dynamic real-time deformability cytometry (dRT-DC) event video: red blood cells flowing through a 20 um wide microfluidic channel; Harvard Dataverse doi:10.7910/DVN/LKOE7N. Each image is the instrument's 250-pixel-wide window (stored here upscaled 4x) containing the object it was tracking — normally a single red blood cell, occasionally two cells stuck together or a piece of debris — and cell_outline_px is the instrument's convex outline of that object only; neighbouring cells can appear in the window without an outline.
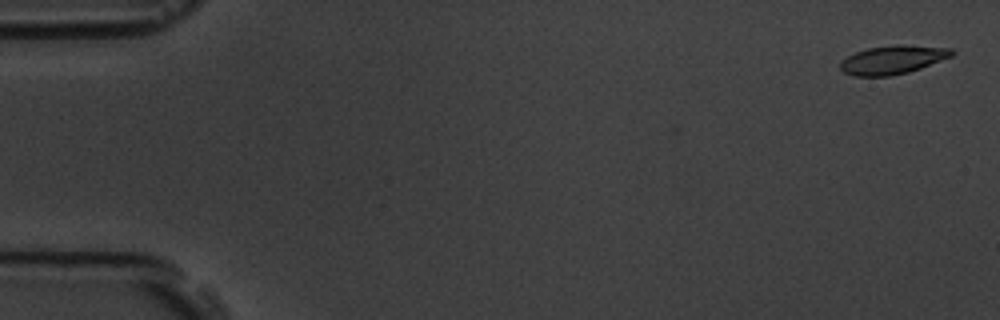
{"species": "common noctule bat (a hibernating species)", "species_latin": "Nyctalus noctula", "temperature_condition": "room temperature", "stored_images_in_passage": 6, "camera_frame_rate_fps": 3000, "um_per_image_px": 0.085, "animal": {"sex": "male", "body_mass_g": 19.5, "forearm_length_mm": 54.6}, "frame": {"image": 1, "passage_image": 1, "time_ms": 0.0, "image_size_px": [1000, 320], "cell_outline_px": [[956, 52], [952, 56], [920, 68], [908, 72], [888, 76], [852, 76], [844, 72], [840, 68], [840, 60], [856, 52], [868, 48], [896, 44], [952, 48]], "centroid_in_image_um": [75.87, 5.07], "position_along_channel_um": 9.1, "area_um2": 18.55}}
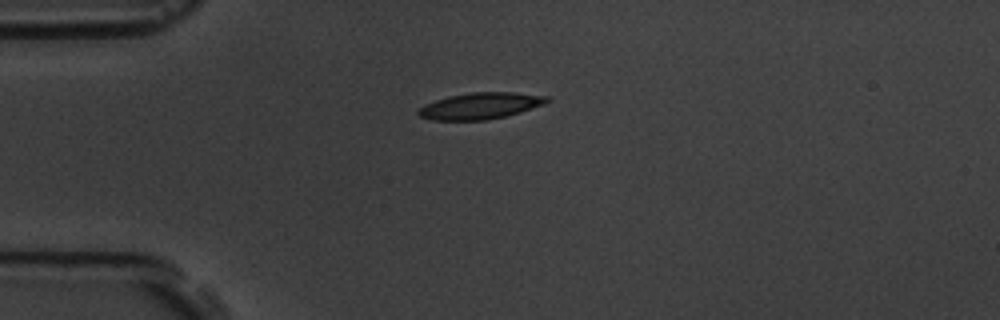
{"frame": {"image": 2, "passage_image": 4, "time_ms": 4.333, "image_size_px": [1000, 320], "cell_outline_px": [[552, 100], [544, 104], [520, 112], [488, 120], [432, 120], [420, 116], [416, 112], [424, 104], [448, 96], [472, 92], [512, 92], [548, 96]], "centroid_in_image_um": [40.84, 8.99], "position_along_channel_um": 44.2, "area_um2": 19.77}}
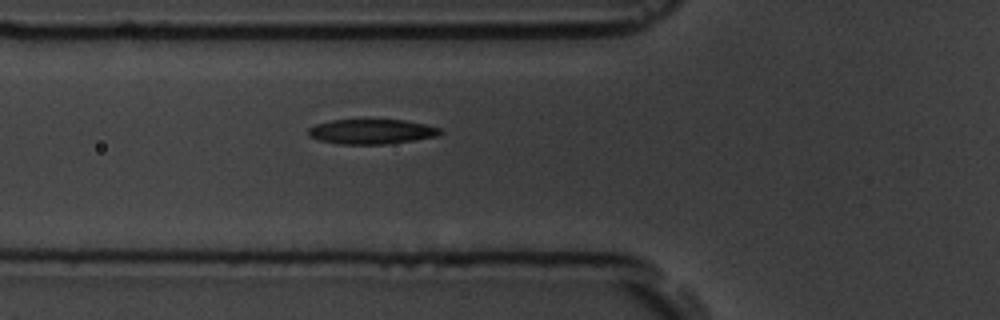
{"frame": {"image": 3, "passage_image": 6, "time_ms": 6.333, "image_size_px": [1000, 320], "cell_outline_px": [[444, 132], [436, 136], [412, 140], [384, 144], [340, 144], [320, 140], [308, 136], [308, 128], [316, 124], [332, 120], [404, 120], [424, 124], [440, 128]], "centroid_in_image_um": [31.56, 11.18], "position_along_channel_um": 94.2, "area_um2": 18.9}}